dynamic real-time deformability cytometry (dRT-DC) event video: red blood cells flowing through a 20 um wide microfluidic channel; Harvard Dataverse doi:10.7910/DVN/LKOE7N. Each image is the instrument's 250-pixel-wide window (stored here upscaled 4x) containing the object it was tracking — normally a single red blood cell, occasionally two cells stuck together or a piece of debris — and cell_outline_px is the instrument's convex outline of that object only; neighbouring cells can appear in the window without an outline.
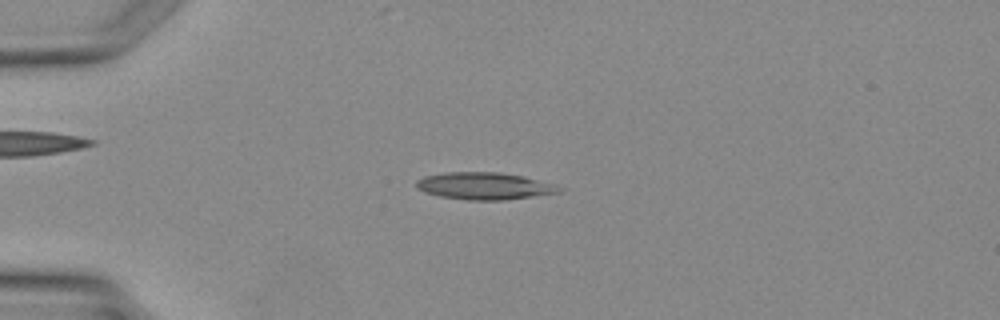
{"species": "Egyptian fruit bat (a non-hibernating species)", "species_latin": "Rousettus aegyptiacus", "temperature_condition": "warm", "stored_images_in_passage": 3, "camera_frame_rate_fps": 3000, "um_per_image_px": 0.085, "animal": {"sex": "female"}, "frame": {"image": 1, "passage_image": 3, "time_ms": 2.333, "image_size_px": [1000, 320], "cell_outline_px": [[564, 188], [560, 192], [504, 200], [468, 200], [440, 196], [424, 192], [416, 188], [416, 180], [424, 176], [444, 172], [500, 172], [524, 176], [556, 184]], "centroid_in_image_um": [41.17, 15.8], "position_along_channel_um": 43.8, "area_um2": 22.72}}